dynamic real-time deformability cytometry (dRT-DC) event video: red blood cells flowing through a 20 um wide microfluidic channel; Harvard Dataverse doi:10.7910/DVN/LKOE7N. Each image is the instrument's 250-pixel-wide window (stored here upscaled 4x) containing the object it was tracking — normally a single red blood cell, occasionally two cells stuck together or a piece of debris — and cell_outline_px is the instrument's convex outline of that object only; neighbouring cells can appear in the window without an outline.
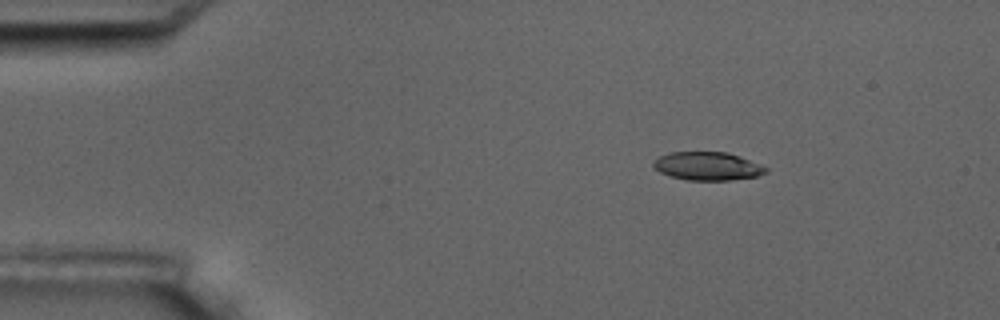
{"species": "common noctule bat (a hibernating species)", "species_latin": "Nyctalus noctula", "temperature_condition": "room temperature", "stored_images_in_passage": 4, "camera_frame_rate_fps": 3000, "um_per_image_px": 0.085, "animal": {"sex": "male", "body_mass_g": 17.5, "forearm_length_mm": 52.3}, "frame": {"image": 1, "passage_image": 2, "time_ms": 1.333, "image_size_px": [1000, 320], "cell_outline_px": [[768, 172], [756, 176], [728, 180], [688, 180], [672, 176], [660, 172], [652, 164], [660, 156], [668, 152], [728, 152], [740, 156], [768, 168]], "centroid_in_image_um": [60.15, 14.11], "position_along_channel_um": 24.8, "area_um2": 18.32}}